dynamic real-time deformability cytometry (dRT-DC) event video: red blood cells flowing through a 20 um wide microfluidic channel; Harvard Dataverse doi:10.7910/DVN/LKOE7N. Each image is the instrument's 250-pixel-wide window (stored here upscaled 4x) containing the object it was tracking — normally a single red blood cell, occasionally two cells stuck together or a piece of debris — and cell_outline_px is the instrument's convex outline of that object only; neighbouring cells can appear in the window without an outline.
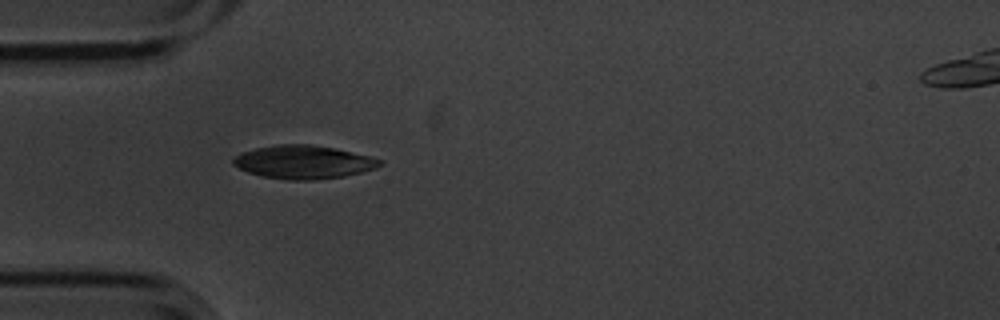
{"species": "common noctule bat (a hibernating species)", "species_latin": "Nyctalus noctula", "temperature_condition": "cold", "stored_images_in_passage": 6, "camera_frame_rate_fps": 3000, "um_per_image_px": 0.085, "animal": {"sex": "male", "body_mass_g": 20.1, "forearm_length_mm": 53.5}, "frame": {"image": 1, "passage_image": 6, "time_ms": 1.667, "image_size_px": [1000, 320], "cell_outline_px": [[384, 164], [376, 168], [344, 176], [312, 180], [292, 180], [264, 176], [248, 172], [232, 164], [232, 160], [240, 152], [256, 148], [276, 144], [308, 144], [332, 148], [372, 156], [384, 160]], "centroid_in_image_um": [25.82, 13.77], "position_along_channel_um": 59.2, "area_um2": 28.38}}